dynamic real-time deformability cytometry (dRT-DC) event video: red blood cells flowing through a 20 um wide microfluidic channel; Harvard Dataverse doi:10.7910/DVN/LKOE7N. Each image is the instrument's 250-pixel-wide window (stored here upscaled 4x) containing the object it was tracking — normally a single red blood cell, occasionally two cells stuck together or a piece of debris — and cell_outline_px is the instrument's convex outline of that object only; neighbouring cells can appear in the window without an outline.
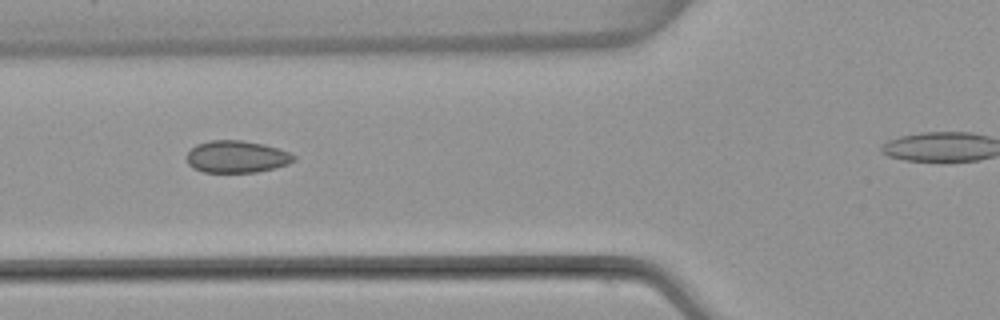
{"species": "common noctule bat (a hibernating species)", "species_latin": "Nyctalus noctula", "temperature_condition": "warm", "stored_images_in_passage": 8, "camera_frame_rate_fps": 3000, "um_per_image_px": 0.085, "animal": {"sex": "female", "body_mass_g": 22.7, "forearm_length_mm": 54.2}, "frame": {"image": 1, "passage_image": 5, "time_ms": 4.667, "image_size_px": [1000, 320], "cell_outline_px": [[296, 160], [288, 164], [256, 172], [204, 172], [192, 168], [188, 164], [188, 152], [196, 144], [212, 140], [240, 140], [264, 144], [288, 152], [296, 156]], "centroid_in_image_um": [20.11, 13.32], "position_along_channel_um": 105.7, "area_um2": 19.88}}